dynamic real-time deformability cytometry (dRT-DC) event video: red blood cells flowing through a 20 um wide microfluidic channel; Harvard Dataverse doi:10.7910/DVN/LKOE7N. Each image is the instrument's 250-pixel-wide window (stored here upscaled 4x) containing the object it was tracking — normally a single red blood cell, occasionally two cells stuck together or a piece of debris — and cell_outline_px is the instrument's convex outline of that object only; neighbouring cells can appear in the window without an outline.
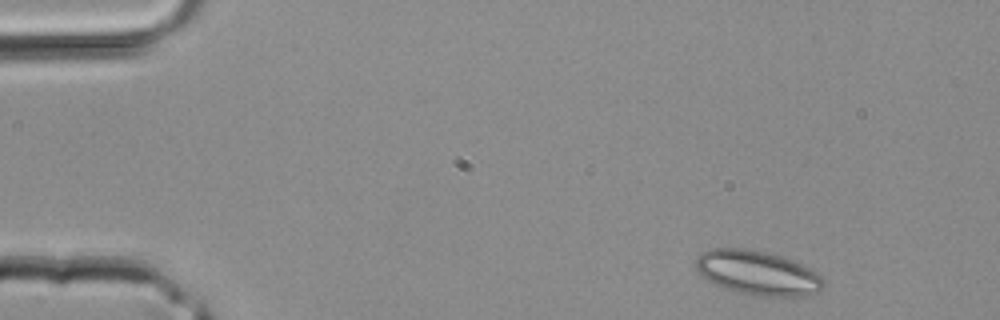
{"species": "common noctule bat (a hibernating species)", "species_latin": "Nyctalus noctula", "temperature_condition": "room temperature", "stored_images_in_passage": 37, "camera_frame_rate_fps": 3000, "um_per_image_px": 0.085, "animal": {"sex": "male", "body_mass_g": 20.4}, "frame": {"image": 1, "passage_image": 1, "time_ms": 0.0, "image_size_px": [1000, 320], "cell_outline_px": [[824, 288], [816, 292], [800, 296], [752, 296], [724, 288], [708, 280], [696, 268], [696, 256], [700, 252], [708, 248], [744, 248], [768, 252], [792, 260], [808, 268], [820, 276], [824, 280]], "centroid_in_image_um": [64.36, 23.18], "position_along_channel_um": 20.6, "area_um2": 32.89}}
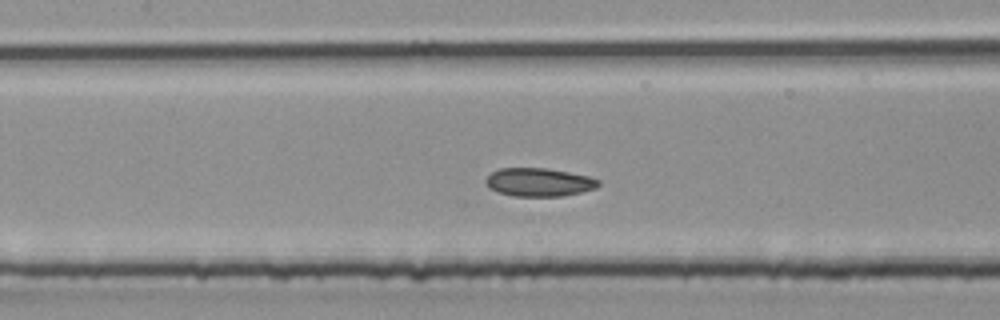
{"frame": {"image": 2, "passage_image": 15, "time_ms": 4.667, "image_size_px": [1000, 320], "cell_outline_px": [[600, 184], [596, 188], [580, 192], [560, 196], [516, 196], [496, 192], [488, 188], [484, 180], [492, 172], [500, 168], [548, 168], [588, 176], [600, 180]], "centroid_in_image_um": [45.79, 15.48], "position_along_channel_um": 161.6, "area_um2": 18.61}}
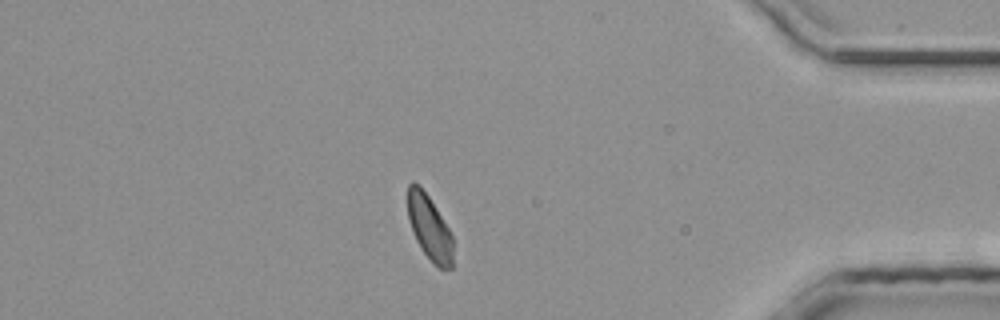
{"frame": {"image": 3, "passage_image": 31, "time_ms": 10.0, "image_size_px": [1000, 320], "cell_outline_px": [[452, 268], [440, 268], [420, 248], [416, 240], [408, 220], [408, 184], [412, 180], [420, 184], [436, 208], [448, 228], [452, 236]], "centroid_in_image_um": [36.47, 19.29], "position_along_channel_um": 398.7, "area_um2": 16.82}}